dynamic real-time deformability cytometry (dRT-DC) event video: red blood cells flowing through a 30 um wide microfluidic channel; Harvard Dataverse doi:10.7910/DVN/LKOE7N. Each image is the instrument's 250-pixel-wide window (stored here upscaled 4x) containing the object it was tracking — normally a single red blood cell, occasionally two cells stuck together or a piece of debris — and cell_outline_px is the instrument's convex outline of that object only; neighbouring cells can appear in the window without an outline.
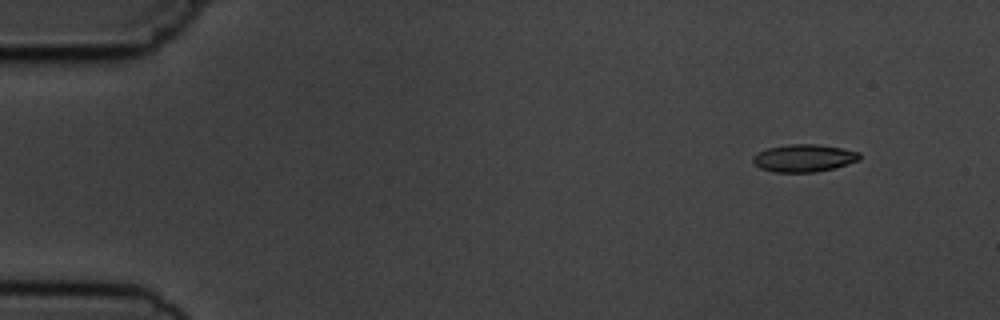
{"species": "common noctule bat (a hibernating species)", "species_latin": "Nyctalus noctula", "temperature_condition": "cold", "stored_images_in_passage": 5, "camera_frame_rate_fps": 3000, "um_per_image_px": 0.085, "animal": {"sex": "male", "body_mass_g": 19.5, "forearm_length_mm": 54.6}, "frame": {"image": 1, "passage_image": 2, "time_ms": 1.333, "image_size_px": [1000, 320], "cell_outline_px": [[860, 160], [832, 168], [816, 172], [772, 172], [760, 168], [752, 160], [752, 156], [768, 148], [788, 144], [820, 144], [860, 152]], "centroid_in_image_um": [68.33, 13.43], "position_along_channel_um": 16.7, "area_um2": 16.99}}